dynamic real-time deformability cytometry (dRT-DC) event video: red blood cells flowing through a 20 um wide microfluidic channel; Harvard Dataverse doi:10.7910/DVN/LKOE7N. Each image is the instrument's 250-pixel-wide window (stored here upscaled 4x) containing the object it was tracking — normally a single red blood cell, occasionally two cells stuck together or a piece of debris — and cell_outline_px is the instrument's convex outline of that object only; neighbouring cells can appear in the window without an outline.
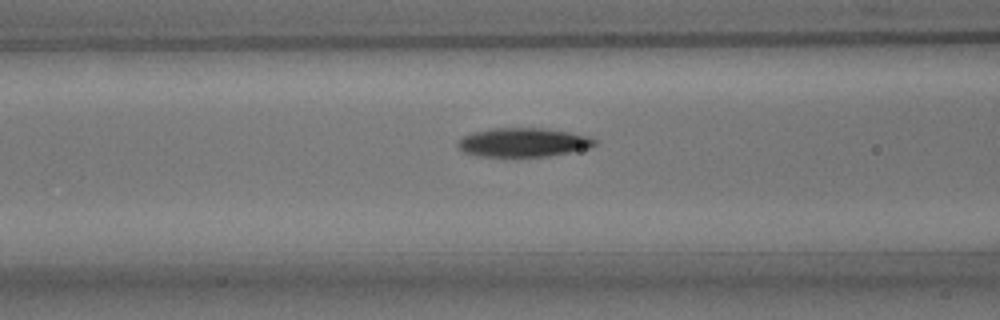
{"species": "common noctule bat (a hibernating species)", "species_latin": "Nyctalus noctula", "temperature_condition": "room temperature", "stored_images_in_passage": 23, "camera_frame_rate_fps": 3000, "um_per_image_px": 0.085, "animal": {"sex": "male", "body_mass_g": 15.6}, "frame": {"image": 1, "passage_image": 14, "time_ms": 4.333, "image_size_px": [1000, 320], "cell_outline_px": [[596, 144], [588, 148], [548, 156], [516, 160], [476, 156], [464, 152], [456, 144], [464, 136], [472, 132], [492, 128], [540, 128], [568, 132], [588, 136], [596, 140]], "centroid_in_image_um": [44.41, 12.15], "position_along_channel_um": 122.2, "area_um2": 23.81}}
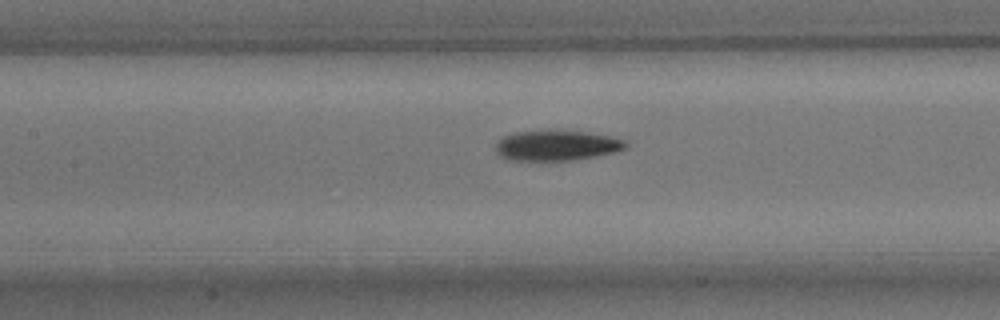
{"frame": {"image": 2, "passage_image": 17, "time_ms": 5.333, "image_size_px": [1000, 320], "cell_outline_px": [[628, 148], [596, 156], [572, 160], [508, 160], [500, 156], [496, 152], [496, 144], [504, 136], [516, 132], [588, 132], [608, 136], [624, 140], [628, 144]], "centroid_in_image_um": [47.32, 12.39], "position_along_channel_um": 160.1, "area_um2": 22.31}}
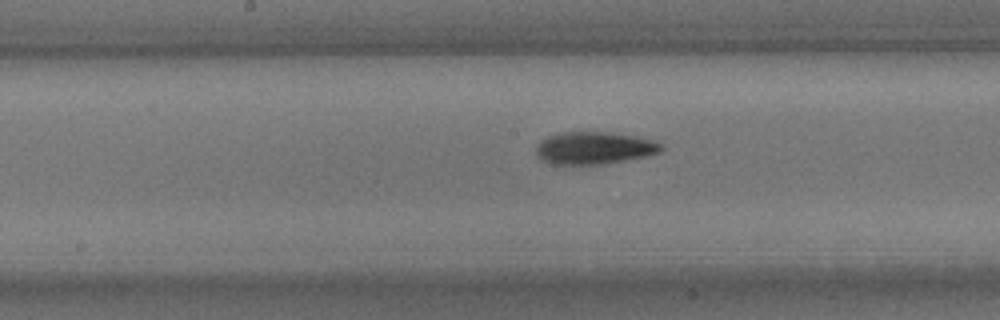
{"frame": {"image": 3, "passage_image": 20, "time_ms": 6.333, "image_size_px": [1000, 320], "cell_outline_px": [[664, 148], [660, 152], [644, 156], [604, 164], [552, 164], [540, 160], [536, 156], [536, 148], [540, 140], [548, 136], [560, 132], [612, 132], [636, 136], [652, 140], [664, 144]], "centroid_in_image_um": [50.49, 12.57], "position_along_channel_um": 197.7, "area_um2": 23.76}}